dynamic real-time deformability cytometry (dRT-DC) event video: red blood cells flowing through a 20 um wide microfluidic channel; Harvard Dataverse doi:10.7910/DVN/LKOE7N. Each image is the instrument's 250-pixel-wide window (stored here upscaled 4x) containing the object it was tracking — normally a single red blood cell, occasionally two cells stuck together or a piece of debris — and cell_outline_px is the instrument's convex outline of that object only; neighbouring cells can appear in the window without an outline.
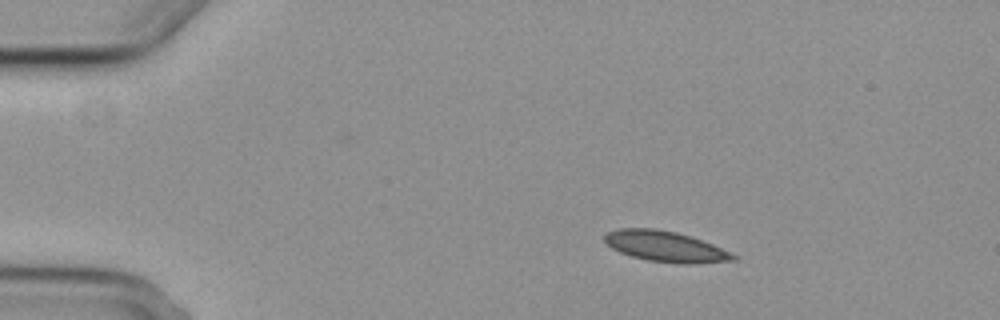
{"species": "common noctule bat (a hibernating species)", "species_latin": "Nyctalus noctula", "temperature_condition": "cold", "stored_images_in_passage": 4, "camera_frame_rate_fps": 3000, "um_per_image_px": 0.085, "animal": {"sex": "female", "body_mass_g": 29.2, "forearm_length_mm": 56.3}, "frame": {"image": 1, "passage_image": 1, "time_ms": 0.0, "image_size_px": [1000, 320], "cell_outline_px": [[740, 256], [736, 260], [692, 264], [684, 264], [648, 260], [632, 256], [620, 252], [612, 248], [604, 240], [604, 236], [608, 232], [620, 228], [656, 228], [676, 232], [692, 236], [712, 244]], "centroid_in_image_um": [56.6, 20.95], "position_along_channel_um": 28.4, "area_um2": 23.0}}